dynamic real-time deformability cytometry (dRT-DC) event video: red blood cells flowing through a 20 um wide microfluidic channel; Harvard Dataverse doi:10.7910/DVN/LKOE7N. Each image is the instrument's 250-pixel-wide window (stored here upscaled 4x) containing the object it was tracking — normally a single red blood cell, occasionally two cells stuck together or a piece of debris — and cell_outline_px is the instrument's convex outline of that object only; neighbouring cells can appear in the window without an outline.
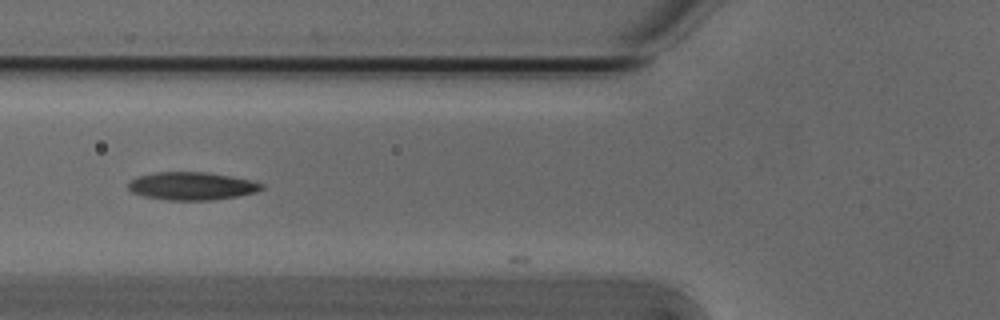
{"species": "Egyptian fruit bat (a non-hibernating species)", "species_latin": "Rousettus aegyptiacus", "temperature_condition": "cold", "stored_images_in_passage": 9, "camera_frame_rate_fps": 3000, "um_per_image_px": 0.085, "animal": {"sex": "male"}, "frame": {"image": 1, "passage_image": 3, "time_ms": 0.667, "image_size_px": [1000, 320], "cell_outline_px": [[264, 188], [256, 192], [236, 196], [212, 200], [168, 200], [144, 196], [132, 192], [128, 188], [128, 180], [136, 176], [156, 172], [208, 172], [232, 176], [252, 180], [264, 184]], "centroid_in_image_um": [16.29, 15.8], "position_along_channel_um": 109.5, "area_um2": 21.85}}
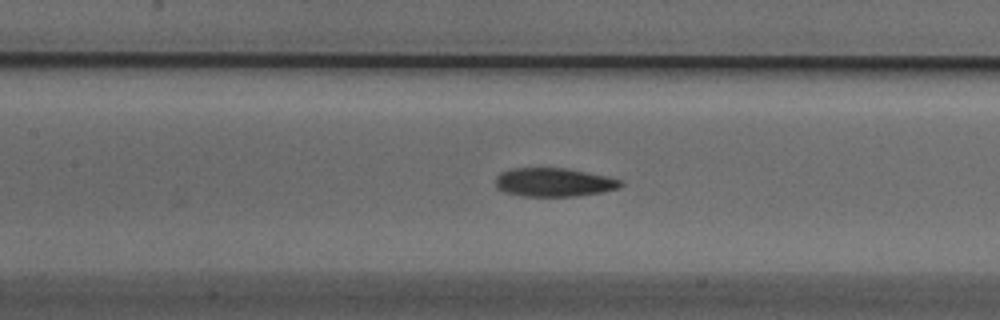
{"frame": {"image": 2, "passage_image": 7, "time_ms": 2.0, "image_size_px": [1000, 320], "cell_outline_px": [[624, 184], [620, 188], [600, 192], [576, 196], [520, 196], [504, 192], [496, 188], [496, 176], [500, 172], [512, 168], [564, 168], [604, 176], [620, 180]], "centroid_in_image_um": [47.02, 15.5], "position_along_channel_um": 160.4, "area_um2": 20.75}}